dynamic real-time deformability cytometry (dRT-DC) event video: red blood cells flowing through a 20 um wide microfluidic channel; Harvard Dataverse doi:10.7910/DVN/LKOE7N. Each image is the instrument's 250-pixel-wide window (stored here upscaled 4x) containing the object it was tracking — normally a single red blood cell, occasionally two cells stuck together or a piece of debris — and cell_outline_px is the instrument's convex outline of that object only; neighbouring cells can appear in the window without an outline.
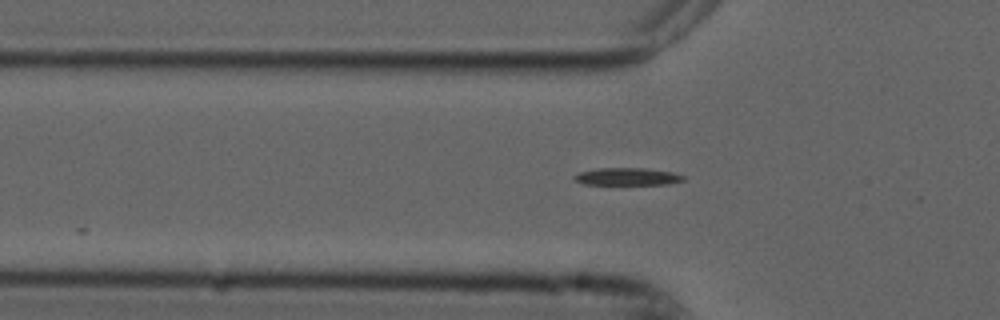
{"species": "common noctule bat (a hibernating species)", "species_latin": "Nyctalus noctula", "temperature_condition": "cold", "stored_images_in_passage": 9, "camera_frame_rate_fps": 3000, "um_per_image_px": 0.085, "animal": {"sex": "male", "forearm_length_mm": 52.5}, "frame": {"image": 1, "passage_image": 3, "time_ms": 0.667, "image_size_px": [1000, 320], "cell_outline_px": [[684, 180], [668, 184], [584, 184], [576, 180], [572, 176], [580, 172], [596, 168], [644, 168], [672, 172], [684, 176]], "centroid_in_image_um": [53.31, 15.0], "position_along_channel_um": 72.5, "area_um2": 10.92}}
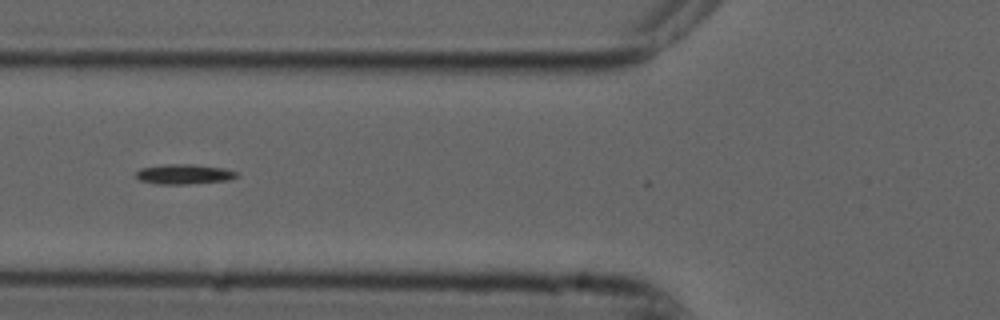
{"frame": {"image": 2, "passage_image": 6, "time_ms": 1.667, "image_size_px": [1000, 320], "cell_outline_px": [[240, 176], [228, 180], [188, 184], [156, 184], [140, 180], [136, 176], [136, 172], [140, 168], [164, 164], [196, 164], [224, 168], [236, 172]], "centroid_in_image_um": [15.65, 14.8], "position_along_channel_um": 110.2, "area_um2": 11.79}}
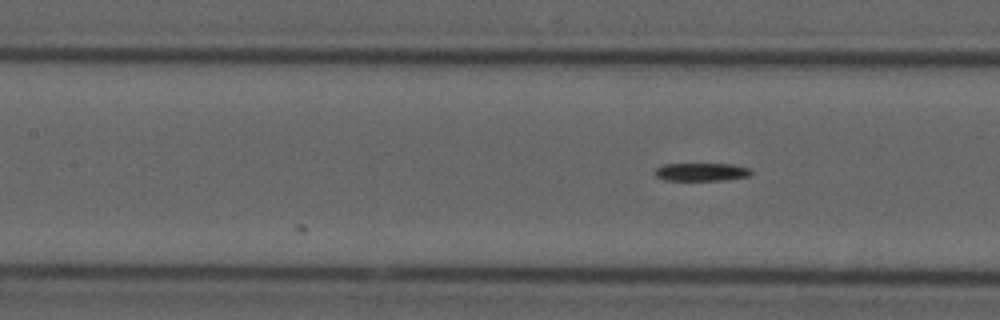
{"frame": {"image": 3, "passage_image": 9, "time_ms": 2.667, "image_size_px": [1000, 320], "cell_outline_px": [[752, 172], [748, 176], [724, 180], [664, 180], [656, 176], [656, 168], [664, 164], [732, 164], [752, 168]], "centroid_in_image_um": [59.65, 14.61], "position_along_channel_um": 147.7, "area_um2": 10.06}}